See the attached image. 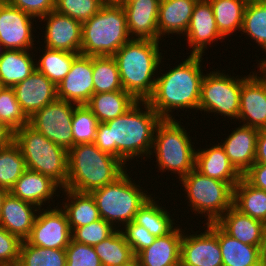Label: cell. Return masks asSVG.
<instances>
[{
  "label": "cell",
  "mask_w": 266,
  "mask_h": 266,
  "mask_svg": "<svg viewBox=\"0 0 266 266\" xmlns=\"http://www.w3.org/2000/svg\"><path fill=\"white\" fill-rule=\"evenodd\" d=\"M161 120L147 101H137L124 114L99 123L94 144L124 165L127 161L140 159V156L141 160H147L152 151L156 126Z\"/></svg>",
  "instance_id": "6da1fadb"
},
{
  "label": "cell",
  "mask_w": 266,
  "mask_h": 266,
  "mask_svg": "<svg viewBox=\"0 0 266 266\" xmlns=\"http://www.w3.org/2000/svg\"><path fill=\"white\" fill-rule=\"evenodd\" d=\"M202 61L201 55H189L168 72L157 74L154 91L147 102L162 119H175L172 112L178 109L197 112L205 76Z\"/></svg>",
  "instance_id": "7a4b0ae2"
},
{
  "label": "cell",
  "mask_w": 266,
  "mask_h": 266,
  "mask_svg": "<svg viewBox=\"0 0 266 266\" xmlns=\"http://www.w3.org/2000/svg\"><path fill=\"white\" fill-rule=\"evenodd\" d=\"M159 45L160 41L130 39L113 55L123 90L137 101H147L154 91L156 74L163 71L158 69L164 58Z\"/></svg>",
  "instance_id": "3957f363"
},
{
  "label": "cell",
  "mask_w": 266,
  "mask_h": 266,
  "mask_svg": "<svg viewBox=\"0 0 266 266\" xmlns=\"http://www.w3.org/2000/svg\"><path fill=\"white\" fill-rule=\"evenodd\" d=\"M118 158L102 152L94 143L73 146L68 151L66 189L91 193L120 177L127 167Z\"/></svg>",
  "instance_id": "277c9868"
},
{
  "label": "cell",
  "mask_w": 266,
  "mask_h": 266,
  "mask_svg": "<svg viewBox=\"0 0 266 266\" xmlns=\"http://www.w3.org/2000/svg\"><path fill=\"white\" fill-rule=\"evenodd\" d=\"M130 39L122 5L104 4L98 13L82 23L80 54L113 56Z\"/></svg>",
  "instance_id": "5b68a950"
},
{
  "label": "cell",
  "mask_w": 266,
  "mask_h": 266,
  "mask_svg": "<svg viewBox=\"0 0 266 266\" xmlns=\"http://www.w3.org/2000/svg\"><path fill=\"white\" fill-rule=\"evenodd\" d=\"M188 133L176 119H162L157 124L150 156L156 157L160 172L177 173L180 180L195 168V143Z\"/></svg>",
  "instance_id": "8992f818"
},
{
  "label": "cell",
  "mask_w": 266,
  "mask_h": 266,
  "mask_svg": "<svg viewBox=\"0 0 266 266\" xmlns=\"http://www.w3.org/2000/svg\"><path fill=\"white\" fill-rule=\"evenodd\" d=\"M14 143L25 159L26 168L51 177L62 188L68 178V151L27 124L14 131Z\"/></svg>",
  "instance_id": "52a82bcc"
},
{
  "label": "cell",
  "mask_w": 266,
  "mask_h": 266,
  "mask_svg": "<svg viewBox=\"0 0 266 266\" xmlns=\"http://www.w3.org/2000/svg\"><path fill=\"white\" fill-rule=\"evenodd\" d=\"M129 175L125 171L114 182L91 192L100 217L115 229H121L134 221L138 210L153 195H147V190L143 189L140 183L136 184Z\"/></svg>",
  "instance_id": "ba28073f"
},
{
  "label": "cell",
  "mask_w": 266,
  "mask_h": 266,
  "mask_svg": "<svg viewBox=\"0 0 266 266\" xmlns=\"http://www.w3.org/2000/svg\"><path fill=\"white\" fill-rule=\"evenodd\" d=\"M179 181L190 210L206 216L204 224L215 223L233 206L234 188L227 182L207 177L195 168Z\"/></svg>",
  "instance_id": "9c48e42d"
},
{
  "label": "cell",
  "mask_w": 266,
  "mask_h": 266,
  "mask_svg": "<svg viewBox=\"0 0 266 266\" xmlns=\"http://www.w3.org/2000/svg\"><path fill=\"white\" fill-rule=\"evenodd\" d=\"M251 75L244 77L231 76L220 70L205 74L201 84L198 111L207 114L226 116L231 120L236 119L240 112V94L242 83Z\"/></svg>",
  "instance_id": "30bf717a"
},
{
  "label": "cell",
  "mask_w": 266,
  "mask_h": 266,
  "mask_svg": "<svg viewBox=\"0 0 266 266\" xmlns=\"http://www.w3.org/2000/svg\"><path fill=\"white\" fill-rule=\"evenodd\" d=\"M77 104L56 99L29 118L31 125L50 141L69 151L73 147L71 121Z\"/></svg>",
  "instance_id": "8fae6325"
},
{
  "label": "cell",
  "mask_w": 266,
  "mask_h": 266,
  "mask_svg": "<svg viewBox=\"0 0 266 266\" xmlns=\"http://www.w3.org/2000/svg\"><path fill=\"white\" fill-rule=\"evenodd\" d=\"M56 205L39 209L31 233L25 240L28 244L52 249H66L69 245L72 231L68 218L65 211Z\"/></svg>",
  "instance_id": "7c38bea8"
},
{
  "label": "cell",
  "mask_w": 266,
  "mask_h": 266,
  "mask_svg": "<svg viewBox=\"0 0 266 266\" xmlns=\"http://www.w3.org/2000/svg\"><path fill=\"white\" fill-rule=\"evenodd\" d=\"M200 234H185L181 241L180 265L184 266H223L222 254L218 241V225L205 224ZM198 234V235H197Z\"/></svg>",
  "instance_id": "4fadbf2b"
},
{
  "label": "cell",
  "mask_w": 266,
  "mask_h": 266,
  "mask_svg": "<svg viewBox=\"0 0 266 266\" xmlns=\"http://www.w3.org/2000/svg\"><path fill=\"white\" fill-rule=\"evenodd\" d=\"M34 21L37 20L21 9L12 6L7 1H0V44L3 49H36L33 34L36 31L33 27Z\"/></svg>",
  "instance_id": "5bb4252c"
},
{
  "label": "cell",
  "mask_w": 266,
  "mask_h": 266,
  "mask_svg": "<svg viewBox=\"0 0 266 266\" xmlns=\"http://www.w3.org/2000/svg\"><path fill=\"white\" fill-rule=\"evenodd\" d=\"M256 73L252 71L242 83L237 120L239 124L262 130L266 129V75L260 69Z\"/></svg>",
  "instance_id": "9a60e30c"
},
{
  "label": "cell",
  "mask_w": 266,
  "mask_h": 266,
  "mask_svg": "<svg viewBox=\"0 0 266 266\" xmlns=\"http://www.w3.org/2000/svg\"><path fill=\"white\" fill-rule=\"evenodd\" d=\"M45 21V48L80 53L82 43V23L64 14L51 11L40 19ZM47 24V25H46Z\"/></svg>",
  "instance_id": "2e32d148"
},
{
  "label": "cell",
  "mask_w": 266,
  "mask_h": 266,
  "mask_svg": "<svg viewBox=\"0 0 266 266\" xmlns=\"http://www.w3.org/2000/svg\"><path fill=\"white\" fill-rule=\"evenodd\" d=\"M92 57L78 54L66 77L57 86V99L86 105L94 94Z\"/></svg>",
  "instance_id": "e0dca14e"
},
{
  "label": "cell",
  "mask_w": 266,
  "mask_h": 266,
  "mask_svg": "<svg viewBox=\"0 0 266 266\" xmlns=\"http://www.w3.org/2000/svg\"><path fill=\"white\" fill-rule=\"evenodd\" d=\"M188 46L192 48L190 55L204 56L205 50L210 44L224 39L220 34L212 6L208 0L196 2L189 27L184 34ZM208 45V46H207Z\"/></svg>",
  "instance_id": "ac0fdd59"
},
{
  "label": "cell",
  "mask_w": 266,
  "mask_h": 266,
  "mask_svg": "<svg viewBox=\"0 0 266 266\" xmlns=\"http://www.w3.org/2000/svg\"><path fill=\"white\" fill-rule=\"evenodd\" d=\"M12 89L28 118L57 99V86L37 69Z\"/></svg>",
  "instance_id": "d6986e66"
},
{
  "label": "cell",
  "mask_w": 266,
  "mask_h": 266,
  "mask_svg": "<svg viewBox=\"0 0 266 266\" xmlns=\"http://www.w3.org/2000/svg\"><path fill=\"white\" fill-rule=\"evenodd\" d=\"M161 0H131L122 5L131 39L158 41V11Z\"/></svg>",
  "instance_id": "ffe728a7"
},
{
  "label": "cell",
  "mask_w": 266,
  "mask_h": 266,
  "mask_svg": "<svg viewBox=\"0 0 266 266\" xmlns=\"http://www.w3.org/2000/svg\"><path fill=\"white\" fill-rule=\"evenodd\" d=\"M39 209L35 204L8 192L2 202L0 226L25 241L31 233Z\"/></svg>",
  "instance_id": "44dd1931"
},
{
  "label": "cell",
  "mask_w": 266,
  "mask_h": 266,
  "mask_svg": "<svg viewBox=\"0 0 266 266\" xmlns=\"http://www.w3.org/2000/svg\"><path fill=\"white\" fill-rule=\"evenodd\" d=\"M222 141L226 155L235 169L243 175L254 163L259 130L239 125Z\"/></svg>",
  "instance_id": "7402d4cb"
},
{
  "label": "cell",
  "mask_w": 266,
  "mask_h": 266,
  "mask_svg": "<svg viewBox=\"0 0 266 266\" xmlns=\"http://www.w3.org/2000/svg\"><path fill=\"white\" fill-rule=\"evenodd\" d=\"M57 190L61 191L62 187L51 177L26 169L9 192L21 200L42 208V205L49 204L50 201L55 202L53 201L55 192L58 194L57 197L60 196Z\"/></svg>",
  "instance_id": "603a6c76"
},
{
  "label": "cell",
  "mask_w": 266,
  "mask_h": 266,
  "mask_svg": "<svg viewBox=\"0 0 266 266\" xmlns=\"http://www.w3.org/2000/svg\"><path fill=\"white\" fill-rule=\"evenodd\" d=\"M176 226L167 235L141 250L135 257L141 266H179L183 229Z\"/></svg>",
  "instance_id": "cb8c5ba5"
},
{
  "label": "cell",
  "mask_w": 266,
  "mask_h": 266,
  "mask_svg": "<svg viewBox=\"0 0 266 266\" xmlns=\"http://www.w3.org/2000/svg\"><path fill=\"white\" fill-rule=\"evenodd\" d=\"M195 169L207 177L227 182L233 188L242 178L219 142L209 148L196 149Z\"/></svg>",
  "instance_id": "d4e9b609"
},
{
  "label": "cell",
  "mask_w": 266,
  "mask_h": 266,
  "mask_svg": "<svg viewBox=\"0 0 266 266\" xmlns=\"http://www.w3.org/2000/svg\"><path fill=\"white\" fill-rule=\"evenodd\" d=\"M226 234L244 244L262 246L266 225L232 206L215 222Z\"/></svg>",
  "instance_id": "484cf974"
},
{
  "label": "cell",
  "mask_w": 266,
  "mask_h": 266,
  "mask_svg": "<svg viewBox=\"0 0 266 266\" xmlns=\"http://www.w3.org/2000/svg\"><path fill=\"white\" fill-rule=\"evenodd\" d=\"M196 1L194 0H161L158 11V41L172 34L186 33Z\"/></svg>",
  "instance_id": "4316f807"
},
{
  "label": "cell",
  "mask_w": 266,
  "mask_h": 266,
  "mask_svg": "<svg viewBox=\"0 0 266 266\" xmlns=\"http://www.w3.org/2000/svg\"><path fill=\"white\" fill-rule=\"evenodd\" d=\"M35 60L32 50H3L0 58V81L3 86L13 88L24 81L36 70Z\"/></svg>",
  "instance_id": "83f0119b"
},
{
  "label": "cell",
  "mask_w": 266,
  "mask_h": 266,
  "mask_svg": "<svg viewBox=\"0 0 266 266\" xmlns=\"http://www.w3.org/2000/svg\"><path fill=\"white\" fill-rule=\"evenodd\" d=\"M62 195L67 196L62 201V209L65 211L71 231L101 219L95 199L91 193L77 192L62 188ZM68 198V199H67ZM64 205V206H63Z\"/></svg>",
  "instance_id": "f1b7e54d"
},
{
  "label": "cell",
  "mask_w": 266,
  "mask_h": 266,
  "mask_svg": "<svg viewBox=\"0 0 266 266\" xmlns=\"http://www.w3.org/2000/svg\"><path fill=\"white\" fill-rule=\"evenodd\" d=\"M137 100L125 90L93 94L86 104L99 123L124 114Z\"/></svg>",
  "instance_id": "f546056e"
},
{
  "label": "cell",
  "mask_w": 266,
  "mask_h": 266,
  "mask_svg": "<svg viewBox=\"0 0 266 266\" xmlns=\"http://www.w3.org/2000/svg\"><path fill=\"white\" fill-rule=\"evenodd\" d=\"M218 241L223 266H261V247L244 244L218 226Z\"/></svg>",
  "instance_id": "4dcf8cb0"
},
{
  "label": "cell",
  "mask_w": 266,
  "mask_h": 266,
  "mask_svg": "<svg viewBox=\"0 0 266 266\" xmlns=\"http://www.w3.org/2000/svg\"><path fill=\"white\" fill-rule=\"evenodd\" d=\"M233 206L266 225V191L253 187L243 177L234 186Z\"/></svg>",
  "instance_id": "1f68e13d"
},
{
  "label": "cell",
  "mask_w": 266,
  "mask_h": 266,
  "mask_svg": "<svg viewBox=\"0 0 266 266\" xmlns=\"http://www.w3.org/2000/svg\"><path fill=\"white\" fill-rule=\"evenodd\" d=\"M220 34L224 38L241 32L244 11L249 0H208ZM227 36V37H226Z\"/></svg>",
  "instance_id": "d6a6232c"
},
{
  "label": "cell",
  "mask_w": 266,
  "mask_h": 266,
  "mask_svg": "<svg viewBox=\"0 0 266 266\" xmlns=\"http://www.w3.org/2000/svg\"><path fill=\"white\" fill-rule=\"evenodd\" d=\"M165 208L155 200V196H151L136 213L134 222L146 228L155 237L167 235L177 224Z\"/></svg>",
  "instance_id": "836d02e7"
},
{
  "label": "cell",
  "mask_w": 266,
  "mask_h": 266,
  "mask_svg": "<svg viewBox=\"0 0 266 266\" xmlns=\"http://www.w3.org/2000/svg\"><path fill=\"white\" fill-rule=\"evenodd\" d=\"M102 266H123L135 258L121 229L94 246Z\"/></svg>",
  "instance_id": "e575fe53"
},
{
  "label": "cell",
  "mask_w": 266,
  "mask_h": 266,
  "mask_svg": "<svg viewBox=\"0 0 266 266\" xmlns=\"http://www.w3.org/2000/svg\"><path fill=\"white\" fill-rule=\"evenodd\" d=\"M42 49L39 61L36 57V69L58 86L70 71L75 57L80 53L52 50L45 47Z\"/></svg>",
  "instance_id": "d590c367"
},
{
  "label": "cell",
  "mask_w": 266,
  "mask_h": 266,
  "mask_svg": "<svg viewBox=\"0 0 266 266\" xmlns=\"http://www.w3.org/2000/svg\"><path fill=\"white\" fill-rule=\"evenodd\" d=\"M94 94L121 91L122 83L113 56L92 57Z\"/></svg>",
  "instance_id": "8d00e7d4"
},
{
  "label": "cell",
  "mask_w": 266,
  "mask_h": 266,
  "mask_svg": "<svg viewBox=\"0 0 266 266\" xmlns=\"http://www.w3.org/2000/svg\"><path fill=\"white\" fill-rule=\"evenodd\" d=\"M241 31L266 53V3L248 1Z\"/></svg>",
  "instance_id": "74e56055"
},
{
  "label": "cell",
  "mask_w": 266,
  "mask_h": 266,
  "mask_svg": "<svg viewBox=\"0 0 266 266\" xmlns=\"http://www.w3.org/2000/svg\"><path fill=\"white\" fill-rule=\"evenodd\" d=\"M65 249L32 246L22 242L17 266H66Z\"/></svg>",
  "instance_id": "f35d334b"
},
{
  "label": "cell",
  "mask_w": 266,
  "mask_h": 266,
  "mask_svg": "<svg viewBox=\"0 0 266 266\" xmlns=\"http://www.w3.org/2000/svg\"><path fill=\"white\" fill-rule=\"evenodd\" d=\"M25 159L19 147L13 142L0 149V186L10 191L26 170Z\"/></svg>",
  "instance_id": "ab89813d"
},
{
  "label": "cell",
  "mask_w": 266,
  "mask_h": 266,
  "mask_svg": "<svg viewBox=\"0 0 266 266\" xmlns=\"http://www.w3.org/2000/svg\"><path fill=\"white\" fill-rule=\"evenodd\" d=\"M99 121L86 105H77L71 121L73 146L94 143Z\"/></svg>",
  "instance_id": "60d3db41"
},
{
  "label": "cell",
  "mask_w": 266,
  "mask_h": 266,
  "mask_svg": "<svg viewBox=\"0 0 266 266\" xmlns=\"http://www.w3.org/2000/svg\"><path fill=\"white\" fill-rule=\"evenodd\" d=\"M0 121L5 122L14 131L29 124V118L21 109L12 88L0 93Z\"/></svg>",
  "instance_id": "b9f144b4"
},
{
  "label": "cell",
  "mask_w": 266,
  "mask_h": 266,
  "mask_svg": "<svg viewBox=\"0 0 266 266\" xmlns=\"http://www.w3.org/2000/svg\"><path fill=\"white\" fill-rule=\"evenodd\" d=\"M103 0H55V10L81 23L98 13Z\"/></svg>",
  "instance_id": "7bdbcfd3"
},
{
  "label": "cell",
  "mask_w": 266,
  "mask_h": 266,
  "mask_svg": "<svg viewBox=\"0 0 266 266\" xmlns=\"http://www.w3.org/2000/svg\"><path fill=\"white\" fill-rule=\"evenodd\" d=\"M116 229L104 219H99L91 224L74 228L71 232L75 242L95 246L110 236Z\"/></svg>",
  "instance_id": "ee69618b"
},
{
  "label": "cell",
  "mask_w": 266,
  "mask_h": 266,
  "mask_svg": "<svg viewBox=\"0 0 266 266\" xmlns=\"http://www.w3.org/2000/svg\"><path fill=\"white\" fill-rule=\"evenodd\" d=\"M65 251L66 266H102L94 246L81 244L71 239Z\"/></svg>",
  "instance_id": "f6af8a7d"
},
{
  "label": "cell",
  "mask_w": 266,
  "mask_h": 266,
  "mask_svg": "<svg viewBox=\"0 0 266 266\" xmlns=\"http://www.w3.org/2000/svg\"><path fill=\"white\" fill-rule=\"evenodd\" d=\"M22 240L0 226V264L17 266Z\"/></svg>",
  "instance_id": "bcb514c9"
},
{
  "label": "cell",
  "mask_w": 266,
  "mask_h": 266,
  "mask_svg": "<svg viewBox=\"0 0 266 266\" xmlns=\"http://www.w3.org/2000/svg\"><path fill=\"white\" fill-rule=\"evenodd\" d=\"M121 231L135 256L141 250L150 246L156 239L146 228L136 224L134 221L126 224L121 228Z\"/></svg>",
  "instance_id": "7dc6e473"
},
{
  "label": "cell",
  "mask_w": 266,
  "mask_h": 266,
  "mask_svg": "<svg viewBox=\"0 0 266 266\" xmlns=\"http://www.w3.org/2000/svg\"><path fill=\"white\" fill-rule=\"evenodd\" d=\"M7 2L36 20L55 10V0H7Z\"/></svg>",
  "instance_id": "c3c4849f"
},
{
  "label": "cell",
  "mask_w": 266,
  "mask_h": 266,
  "mask_svg": "<svg viewBox=\"0 0 266 266\" xmlns=\"http://www.w3.org/2000/svg\"><path fill=\"white\" fill-rule=\"evenodd\" d=\"M242 177L253 187L266 191L265 163H254Z\"/></svg>",
  "instance_id": "681fc988"
},
{
  "label": "cell",
  "mask_w": 266,
  "mask_h": 266,
  "mask_svg": "<svg viewBox=\"0 0 266 266\" xmlns=\"http://www.w3.org/2000/svg\"><path fill=\"white\" fill-rule=\"evenodd\" d=\"M255 163L266 164V129L259 130L257 136Z\"/></svg>",
  "instance_id": "f907efd6"
},
{
  "label": "cell",
  "mask_w": 266,
  "mask_h": 266,
  "mask_svg": "<svg viewBox=\"0 0 266 266\" xmlns=\"http://www.w3.org/2000/svg\"><path fill=\"white\" fill-rule=\"evenodd\" d=\"M14 142V130L5 122L0 121V149L10 146Z\"/></svg>",
  "instance_id": "816d5d0a"
},
{
  "label": "cell",
  "mask_w": 266,
  "mask_h": 266,
  "mask_svg": "<svg viewBox=\"0 0 266 266\" xmlns=\"http://www.w3.org/2000/svg\"><path fill=\"white\" fill-rule=\"evenodd\" d=\"M261 260L262 264L266 266V228L263 234V244L261 247Z\"/></svg>",
  "instance_id": "f5cc1de1"
},
{
  "label": "cell",
  "mask_w": 266,
  "mask_h": 266,
  "mask_svg": "<svg viewBox=\"0 0 266 266\" xmlns=\"http://www.w3.org/2000/svg\"><path fill=\"white\" fill-rule=\"evenodd\" d=\"M9 191L3 187L0 186V214H1V208H2V202L4 197L7 195Z\"/></svg>",
  "instance_id": "db71d44e"
},
{
  "label": "cell",
  "mask_w": 266,
  "mask_h": 266,
  "mask_svg": "<svg viewBox=\"0 0 266 266\" xmlns=\"http://www.w3.org/2000/svg\"><path fill=\"white\" fill-rule=\"evenodd\" d=\"M259 63L257 64V68H259L260 70H262L264 72V74L266 75V59H261V61H258Z\"/></svg>",
  "instance_id": "11a10c76"
},
{
  "label": "cell",
  "mask_w": 266,
  "mask_h": 266,
  "mask_svg": "<svg viewBox=\"0 0 266 266\" xmlns=\"http://www.w3.org/2000/svg\"><path fill=\"white\" fill-rule=\"evenodd\" d=\"M104 4L123 5L124 0H103Z\"/></svg>",
  "instance_id": "9f6ffc18"
},
{
  "label": "cell",
  "mask_w": 266,
  "mask_h": 266,
  "mask_svg": "<svg viewBox=\"0 0 266 266\" xmlns=\"http://www.w3.org/2000/svg\"><path fill=\"white\" fill-rule=\"evenodd\" d=\"M123 266H141L138 259L135 257L132 261L129 263L123 265Z\"/></svg>",
  "instance_id": "6f0895ef"
},
{
  "label": "cell",
  "mask_w": 266,
  "mask_h": 266,
  "mask_svg": "<svg viewBox=\"0 0 266 266\" xmlns=\"http://www.w3.org/2000/svg\"><path fill=\"white\" fill-rule=\"evenodd\" d=\"M249 1H253L256 3H266V0H249Z\"/></svg>",
  "instance_id": "680465c9"
},
{
  "label": "cell",
  "mask_w": 266,
  "mask_h": 266,
  "mask_svg": "<svg viewBox=\"0 0 266 266\" xmlns=\"http://www.w3.org/2000/svg\"><path fill=\"white\" fill-rule=\"evenodd\" d=\"M5 89V87L3 86V83L0 81V93Z\"/></svg>",
  "instance_id": "91938a15"
},
{
  "label": "cell",
  "mask_w": 266,
  "mask_h": 266,
  "mask_svg": "<svg viewBox=\"0 0 266 266\" xmlns=\"http://www.w3.org/2000/svg\"><path fill=\"white\" fill-rule=\"evenodd\" d=\"M3 47L1 46V44H0V58H1V55H2V52H3Z\"/></svg>",
  "instance_id": "94428289"
},
{
  "label": "cell",
  "mask_w": 266,
  "mask_h": 266,
  "mask_svg": "<svg viewBox=\"0 0 266 266\" xmlns=\"http://www.w3.org/2000/svg\"><path fill=\"white\" fill-rule=\"evenodd\" d=\"M194 1H196V2H202V1H206V0H194Z\"/></svg>",
  "instance_id": "6125c7cd"
},
{
  "label": "cell",
  "mask_w": 266,
  "mask_h": 266,
  "mask_svg": "<svg viewBox=\"0 0 266 266\" xmlns=\"http://www.w3.org/2000/svg\"><path fill=\"white\" fill-rule=\"evenodd\" d=\"M129 1H131V0H124V4H125V3H128Z\"/></svg>",
  "instance_id": "be15d7a7"
}]
</instances>
